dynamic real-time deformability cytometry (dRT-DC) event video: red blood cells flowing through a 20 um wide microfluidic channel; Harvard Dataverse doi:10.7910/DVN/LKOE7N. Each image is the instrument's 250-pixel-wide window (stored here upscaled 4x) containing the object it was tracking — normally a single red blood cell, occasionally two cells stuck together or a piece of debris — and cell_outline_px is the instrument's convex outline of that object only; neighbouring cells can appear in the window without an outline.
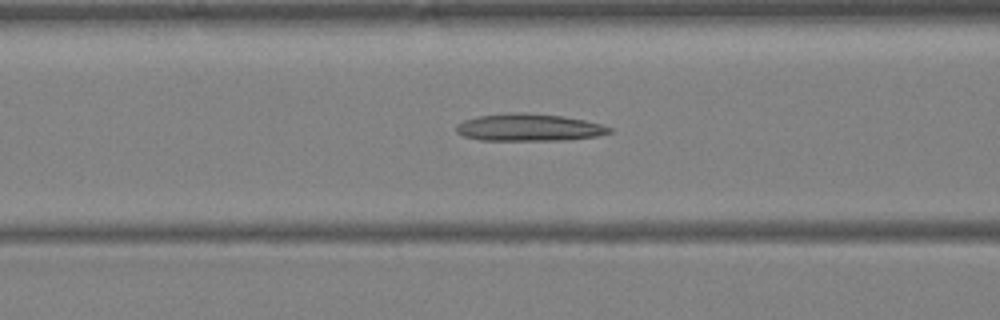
{"species": "Egyptian fruit bat (a non-hibernating species)", "species_latin": "Rousettus aegyptiacus", "temperature_condition": "warm", "stored_images_in_passage": 30, "camera_frame_rate_fps": 3000, "um_per_image_px": 0.085, "animal": {"sex": "female"}, "frame": {"image": 1, "passage_image": 7, "time_ms": 2.0, "image_size_px": [1000, 320], "cell_outline_px": [[612, 132], [596, 136], [564, 140], [480, 140], [464, 136], [456, 132], [456, 124], [464, 120], [476, 116], [516, 112], [524, 112], [564, 116], [584, 120], [600, 124], [612, 128]], "centroid_in_image_um": [44.93, 10.83], "position_along_channel_um": 121.7, "area_um2": 24.33}}
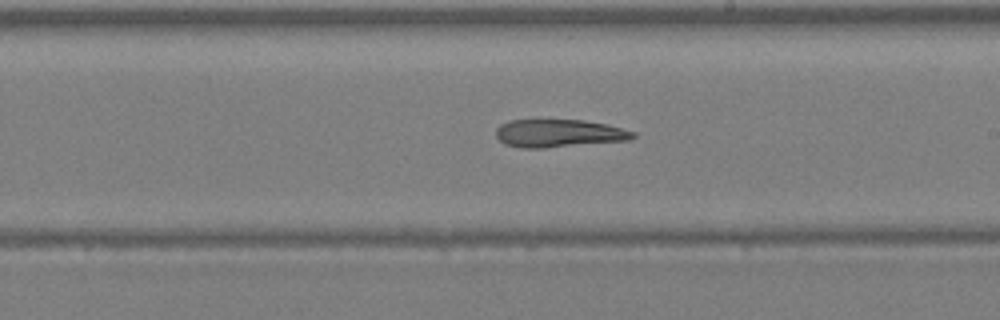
{"frame": {"image": 2, "passage_image": 14, "time_ms": 4.333, "image_size_px": [1000, 320], "cell_outline_px": [[636, 136], [628, 140], [544, 148], [520, 148], [504, 144], [496, 136], [496, 128], [500, 124], [508, 120], [584, 120], [608, 124], [636, 132]], "centroid_in_image_um": [47.49, 11.33], "position_along_channel_um": 241.5, "area_um2": 22.37}}
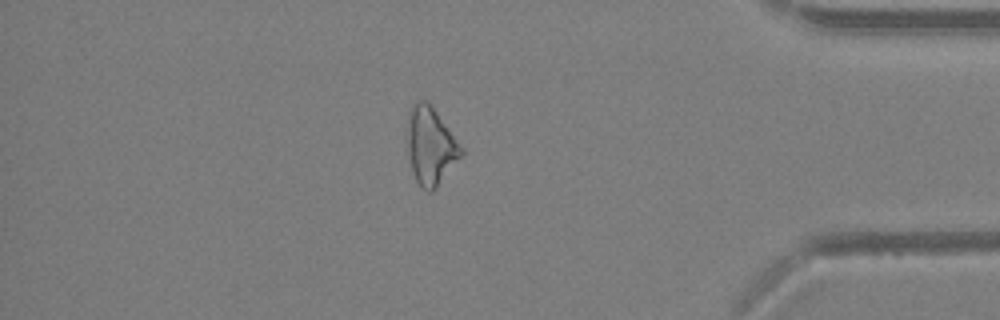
{"frame": {"image": 3, "passage_image": 25, "time_ms": 8.0, "image_size_px": [1000, 320], "cell_outline_px": [[464, 152], [436, 188], [432, 192], [428, 192], [420, 188], [412, 172], [408, 152], [408, 116], [412, 104], [416, 100], [428, 100], [464, 148]], "centroid_in_image_um": [36.6, 12.39], "position_along_channel_um": 398.6, "area_um2": 24.45}}